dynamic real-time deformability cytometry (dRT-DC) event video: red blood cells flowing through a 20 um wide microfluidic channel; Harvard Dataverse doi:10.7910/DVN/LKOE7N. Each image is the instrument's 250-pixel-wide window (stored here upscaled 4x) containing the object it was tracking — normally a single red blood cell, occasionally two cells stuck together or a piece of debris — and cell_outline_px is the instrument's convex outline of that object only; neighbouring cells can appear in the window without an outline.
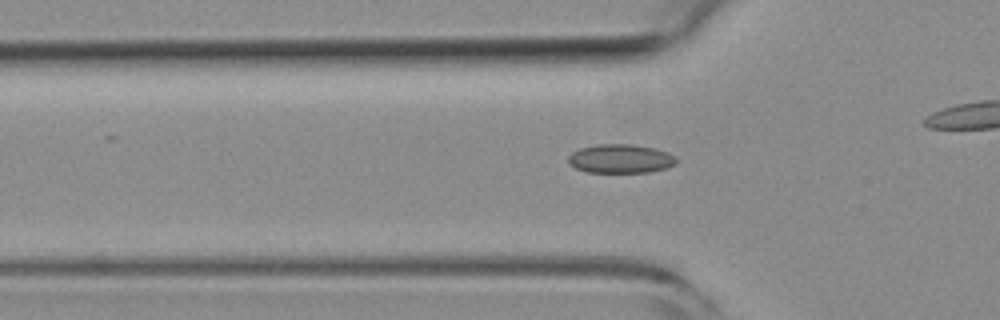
{"species": "common noctule bat (a hibernating species)", "species_latin": "Nyctalus noctula", "temperature_condition": "room temperature", "stored_images_in_passage": 43, "camera_frame_rate_fps": 3000, "um_per_image_px": 0.085, "animal": {"sex": "female", "body_mass_g": 19.3, "forearm_length_mm": 54.1}, "frame": {"image": 1, "passage_image": 17, "time_ms": 5.333, "image_size_px": [1000, 320], "cell_outline_px": [[676, 164], [664, 168], [648, 172], [588, 172], [576, 168], [568, 164], [568, 156], [572, 152], [580, 148], [600, 144], [632, 144], [652, 148], [668, 152], [676, 156]], "centroid_in_image_um": [52.73, 13.49], "position_along_channel_um": 73.1, "area_um2": 18.09}}
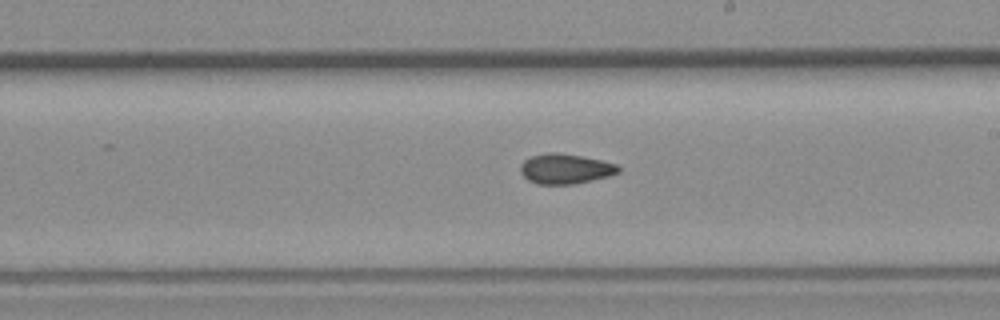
{"frame": {"image": 2, "passage_image": 30, "time_ms": 9.667, "image_size_px": [1000, 320], "cell_outline_px": [[620, 172], [608, 176], [592, 180], [572, 184], [536, 184], [528, 180], [520, 172], [520, 164], [524, 160], [532, 156], [548, 152], [556, 152], [580, 156], [600, 160], [616, 164], [620, 168]], "centroid_in_image_um": [48.03, 14.35], "position_along_channel_um": 241.0, "area_um2": 17.05}}
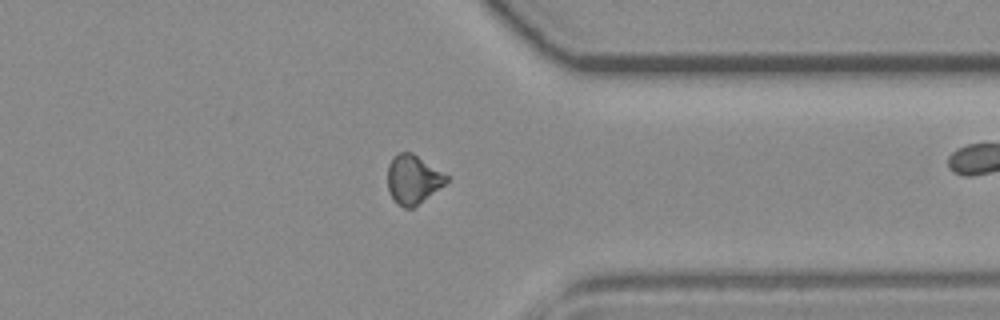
{"frame": {"image": 3, "passage_image": 41, "time_ms": 13.333, "image_size_px": [1000, 320], "cell_outline_px": [[448, 180], [444, 184], [412, 208], [404, 208], [396, 204], [388, 192], [388, 168], [392, 156], [400, 152], [412, 152], [448, 176]], "centroid_in_image_um": [35.06, 15.24], "position_along_channel_um": 376.3, "area_um2": 16.53}}